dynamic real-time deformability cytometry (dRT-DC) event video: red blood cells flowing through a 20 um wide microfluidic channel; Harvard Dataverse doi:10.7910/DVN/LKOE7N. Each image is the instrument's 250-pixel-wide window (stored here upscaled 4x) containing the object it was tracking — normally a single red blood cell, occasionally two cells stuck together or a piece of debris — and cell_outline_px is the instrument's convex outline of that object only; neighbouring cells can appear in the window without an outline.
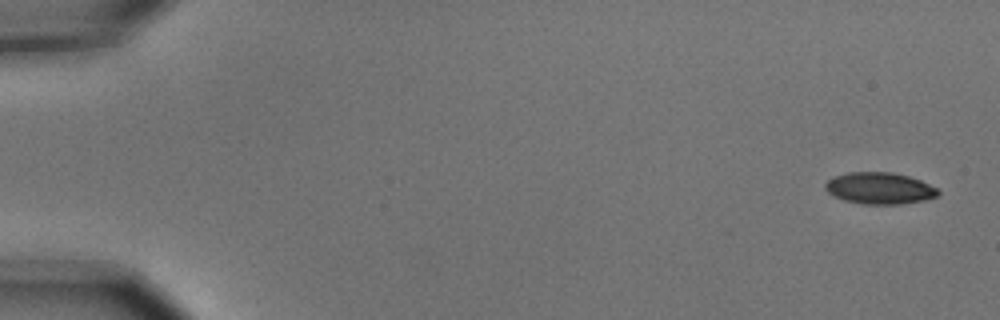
{"species": "common noctule bat (a hibernating species)", "species_latin": "Nyctalus noctula", "temperature_condition": "cold", "stored_images_in_passage": 8, "camera_frame_rate_fps": 3000, "um_per_image_px": 0.085, "animal": {"sex": "male", "body_mass_g": 15.6}, "frame": {"image": 1, "passage_image": 1, "time_ms": 0.0, "image_size_px": [1000, 320], "cell_outline_px": [[940, 192], [936, 196], [924, 200], [900, 204], [864, 204], [844, 200], [832, 196], [824, 188], [824, 184], [828, 180], [836, 176], [848, 172], [892, 172], [908, 176], [920, 180], [936, 188]], "centroid_in_image_um": [74.73, 16.0], "position_along_channel_um": 10.3, "area_um2": 20.69}}
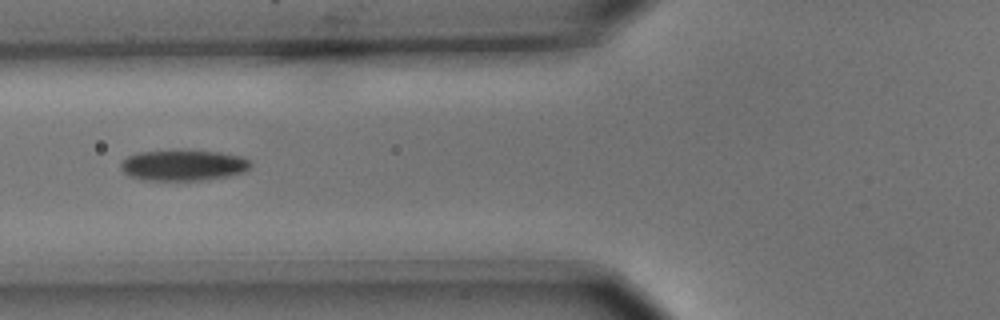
{"frame": {"image": 2, "passage_image": 7, "time_ms": 2.0, "image_size_px": [1000, 320], "cell_outline_px": [[252, 164], [244, 172], [228, 176], [208, 180], [140, 180], [128, 176], [120, 168], [120, 164], [128, 156], [140, 152], [220, 152], [240, 156], [248, 160]], "centroid_in_image_um": [15.57, 14.09], "position_along_channel_um": 110.2, "area_um2": 22.83}}
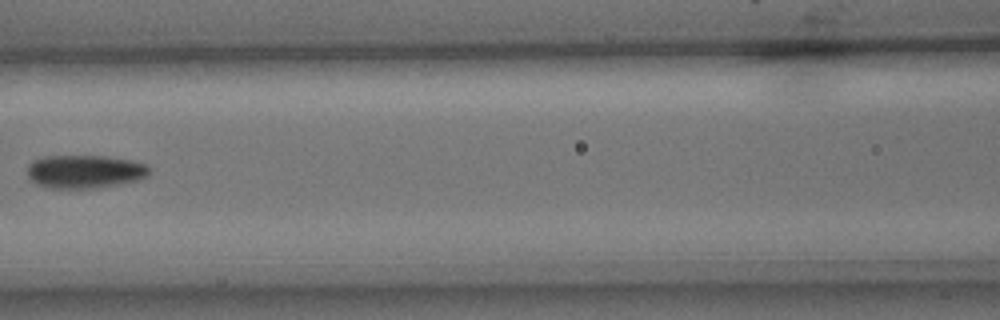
{"frame": {"image": 3, "passage_image": 8, "time_ms": 2.333, "image_size_px": [1000, 320], "cell_outline_px": [[148, 176], [136, 180], [120, 184], [100, 188], [48, 188], [36, 184], [28, 180], [28, 164], [32, 160], [48, 156], [104, 156], [132, 160], [148, 164]], "centroid_in_image_um": [7.18, 14.59], "position_along_channel_um": 159.4, "area_um2": 23.87}}